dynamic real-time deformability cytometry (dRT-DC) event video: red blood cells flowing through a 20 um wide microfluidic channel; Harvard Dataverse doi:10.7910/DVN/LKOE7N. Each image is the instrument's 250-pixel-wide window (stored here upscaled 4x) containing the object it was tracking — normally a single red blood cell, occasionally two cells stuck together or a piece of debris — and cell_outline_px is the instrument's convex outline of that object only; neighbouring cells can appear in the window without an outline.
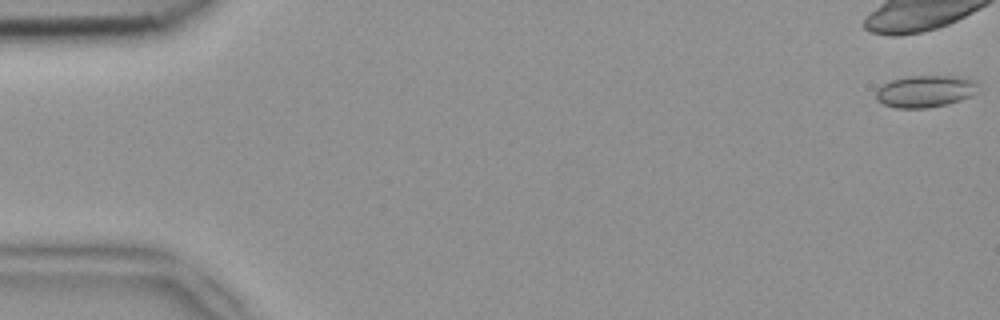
{"species": "common noctule bat (a hibernating species)", "species_latin": "Nyctalus noctula", "temperature_condition": "room temperature", "stored_images_in_passage": 52, "camera_frame_rate_fps": 3000, "um_per_image_px": 0.085, "animal": {"sex": "female", "body_mass_g": 18.4}, "frame": {"image": 1, "passage_image": 1, "time_ms": 0.0, "image_size_px": [1000, 320], "cell_outline_px": [[976, 92], [972, 96], [948, 104], [928, 108], [896, 108], [884, 104], [876, 100], [876, 92], [884, 84], [892, 80], [908, 76], [948, 76], [976, 80]], "centroid_in_image_um": [78.64, 7.77], "position_along_channel_um": 6.4, "area_um2": 18.84}}